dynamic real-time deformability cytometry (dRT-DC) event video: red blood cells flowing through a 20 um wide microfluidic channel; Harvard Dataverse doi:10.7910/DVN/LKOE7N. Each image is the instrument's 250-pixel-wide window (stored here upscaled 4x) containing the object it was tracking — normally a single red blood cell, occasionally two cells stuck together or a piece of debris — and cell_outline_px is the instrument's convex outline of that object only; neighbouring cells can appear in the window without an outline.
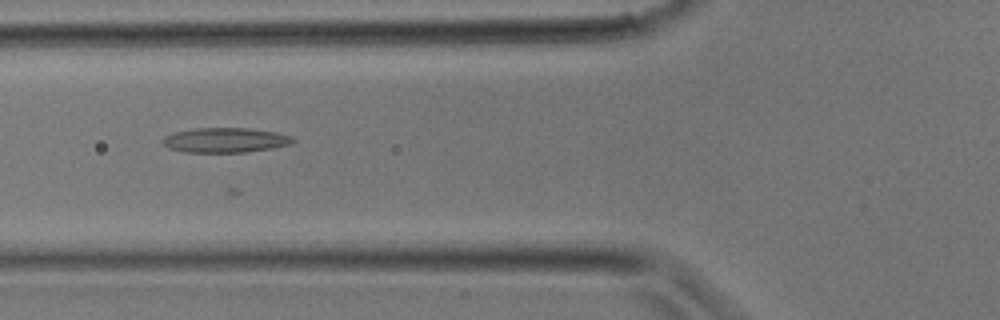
{"species": "common noctule bat (a hibernating species)", "species_latin": "Nyctalus noctula", "temperature_condition": "room temperature", "stored_images_in_passage": 18, "camera_frame_rate_fps": 3000, "um_per_image_px": 0.085, "animal": {"sex": "male", "body_mass_g": 17.9}, "frame": {"image": 1, "passage_image": 10, "time_ms": 3.0, "image_size_px": [1000, 320], "cell_outline_px": [[296, 140], [292, 144], [272, 148], [244, 152], [184, 152], [168, 148], [160, 140], [164, 136], [176, 132], [196, 128], [248, 128], [276, 132], [292, 136]], "centroid_in_image_um": [19.16, 11.91], "position_along_channel_um": 106.6, "area_um2": 18.84}}
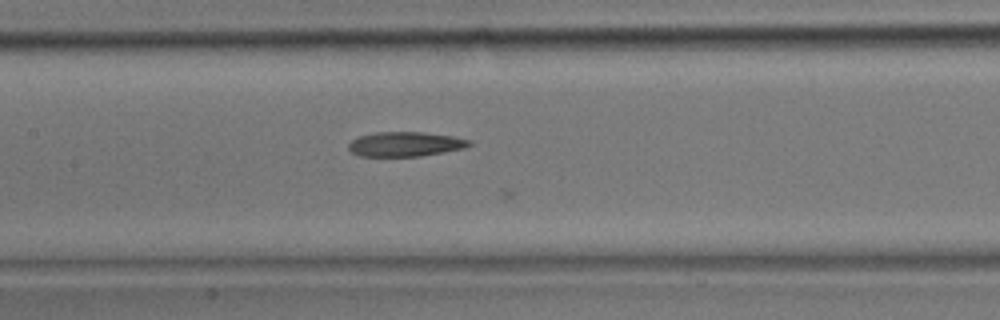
{"frame": {"image": 2, "passage_image": 13, "time_ms": 4.0, "image_size_px": [1000, 320], "cell_outline_px": [[472, 144], [464, 148], [420, 156], [360, 156], [352, 152], [348, 148], [348, 144], [352, 140], [360, 136], [376, 132], [424, 132], [452, 136], [472, 140]], "centroid_in_image_um": [34.46, 12.24], "position_along_channel_um": 172.9, "area_um2": 17.22}}